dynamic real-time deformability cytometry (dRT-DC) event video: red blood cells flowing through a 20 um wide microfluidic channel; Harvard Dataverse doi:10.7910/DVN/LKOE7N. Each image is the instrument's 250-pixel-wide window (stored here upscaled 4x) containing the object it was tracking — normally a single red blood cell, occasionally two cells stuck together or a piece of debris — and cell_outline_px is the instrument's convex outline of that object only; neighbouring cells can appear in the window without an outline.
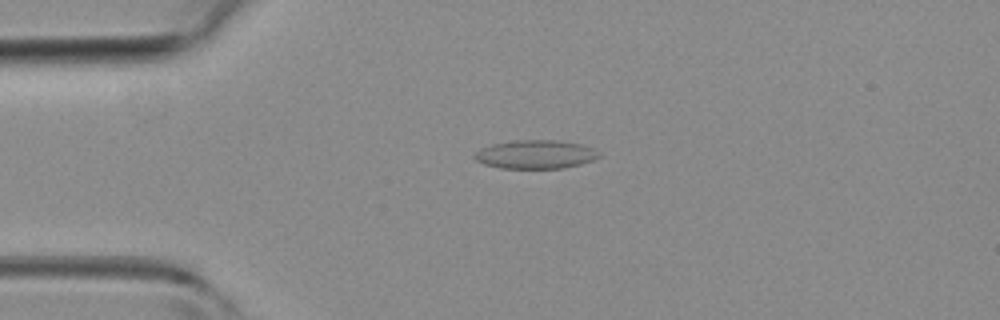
{"species": "common noctule bat (a hibernating species)", "species_latin": "Nyctalus noctula", "temperature_condition": "room temperature", "stored_images_in_passage": 4, "camera_frame_rate_fps": 3000, "um_per_image_px": 0.085, "animal": {"sex": "female", "body_mass_g": 19.3, "forearm_length_mm": 54.1}, "frame": {"image": 1, "passage_image": 3, "time_ms": 2.333, "image_size_px": [1000, 320], "cell_outline_px": [[600, 156], [592, 160], [580, 164], [564, 168], [500, 168], [484, 164], [476, 160], [472, 156], [480, 148], [492, 144], [512, 140], [556, 140], [580, 144], [592, 148]], "centroid_in_image_um": [45.46, 13.12], "position_along_channel_um": 39.5, "area_um2": 20.63}}